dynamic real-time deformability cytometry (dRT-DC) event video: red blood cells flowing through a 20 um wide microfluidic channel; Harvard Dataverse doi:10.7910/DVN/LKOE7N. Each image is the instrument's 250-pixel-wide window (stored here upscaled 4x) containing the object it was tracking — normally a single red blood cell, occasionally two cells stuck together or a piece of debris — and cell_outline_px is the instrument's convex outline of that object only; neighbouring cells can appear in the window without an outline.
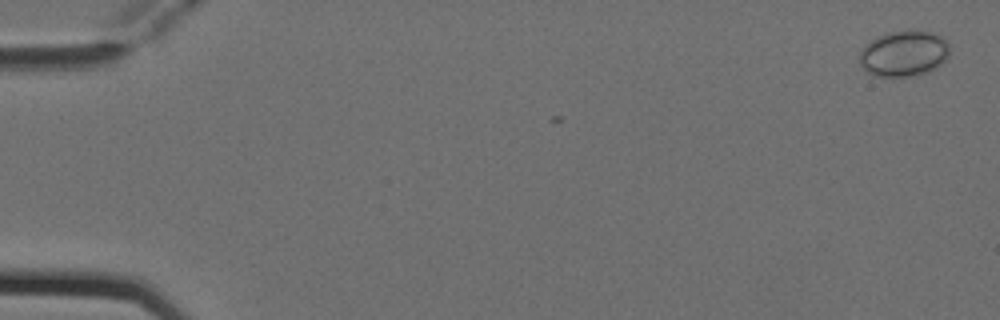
{"species": "Egyptian fruit bat (a non-hibernating species)", "species_latin": "Rousettus aegyptiacus", "temperature_condition": "cold", "stored_images_in_passage": 3, "camera_frame_rate_fps": 3000, "um_per_image_px": 0.085, "animal": {"sex": "female"}, "frame": {"image": 1, "passage_image": 1, "time_ms": 0.0, "image_size_px": [1000, 320], "cell_outline_px": [[948, 56], [936, 68], [928, 72], [916, 76], [872, 76], [860, 64], [860, 52], [876, 36], [888, 32], [908, 28], [932, 32], [944, 36], [948, 40]], "centroid_in_image_um": [76.86, 4.52], "position_along_channel_um": 8.1, "area_um2": 24.45}}